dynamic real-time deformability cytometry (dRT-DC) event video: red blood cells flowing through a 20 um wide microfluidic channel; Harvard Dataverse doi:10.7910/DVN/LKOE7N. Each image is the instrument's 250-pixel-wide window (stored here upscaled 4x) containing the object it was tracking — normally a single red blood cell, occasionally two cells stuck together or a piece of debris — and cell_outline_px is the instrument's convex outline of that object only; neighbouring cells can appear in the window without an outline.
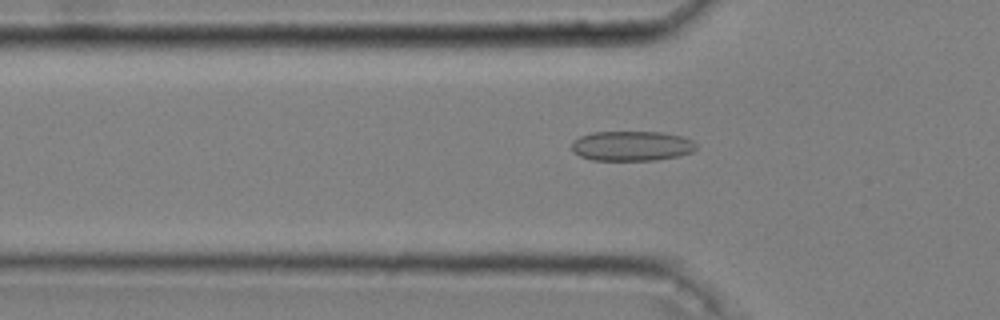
{"species": "common noctule bat (a hibernating species)", "species_latin": "Nyctalus noctula", "temperature_condition": "cold", "stored_images_in_passage": 49, "camera_frame_rate_fps": 3000, "um_per_image_px": 0.085, "animal": {"sex": "male", "body_mass_g": 20.4}, "frame": {"image": 1, "passage_image": 17, "time_ms": 5.333, "image_size_px": [1000, 320], "cell_outline_px": [[696, 148], [692, 152], [680, 156], [656, 160], [592, 160], [580, 156], [572, 152], [572, 140], [580, 136], [592, 132], [664, 132], [684, 136], [692, 140], [696, 144]], "centroid_in_image_um": [53.7, 12.4], "position_along_channel_um": 72.1, "area_um2": 21.96}}
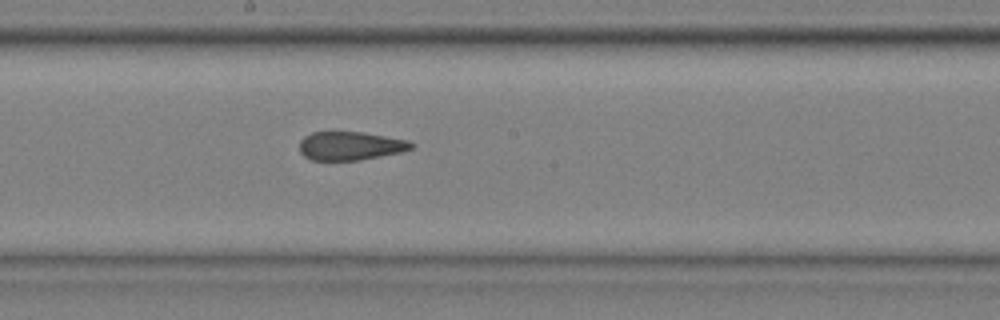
{"frame": {"image": 2, "passage_image": 29, "time_ms": 9.333, "image_size_px": [1000, 320], "cell_outline_px": [[416, 144], [412, 148], [400, 152], [360, 160], [312, 160], [304, 156], [300, 152], [300, 140], [304, 136], [312, 132], [364, 132], [408, 140]], "centroid_in_image_um": [29.78, 12.39], "position_along_channel_um": 218.4, "area_um2": 18.61}}
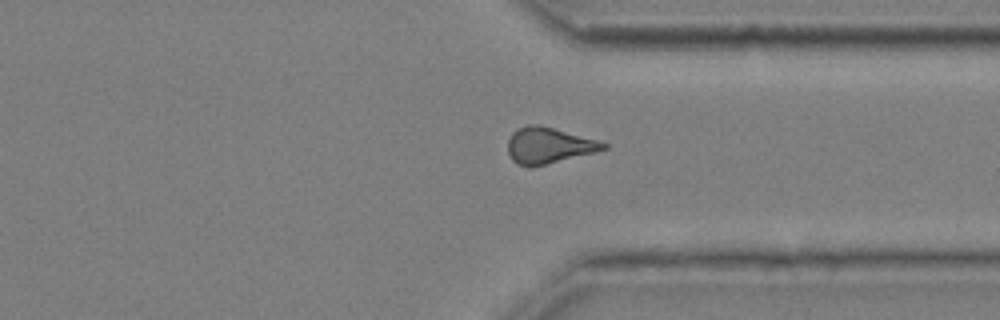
{"frame": {"image": 3, "passage_image": 41, "time_ms": 13.333, "image_size_px": [1000, 320], "cell_outline_px": [[608, 148], [596, 152], [544, 164], [520, 164], [512, 160], [508, 152], [508, 140], [512, 132], [528, 124], [540, 124], [596, 140], [608, 144]], "centroid_in_image_um": [46.64, 12.33], "position_along_channel_um": 364.8, "area_um2": 19.48}, "authors_computed_cell_mechanics": {"area_um2": 19.9988, "velocity_mm_per_s": 3.6499, "shape_relaxation_time_tau1_ms": null, "shape_relaxation_time_tau2_ms": 1.9041, "deformation_change_tau1": null, "deformation_change_tau2": 0.1036}}